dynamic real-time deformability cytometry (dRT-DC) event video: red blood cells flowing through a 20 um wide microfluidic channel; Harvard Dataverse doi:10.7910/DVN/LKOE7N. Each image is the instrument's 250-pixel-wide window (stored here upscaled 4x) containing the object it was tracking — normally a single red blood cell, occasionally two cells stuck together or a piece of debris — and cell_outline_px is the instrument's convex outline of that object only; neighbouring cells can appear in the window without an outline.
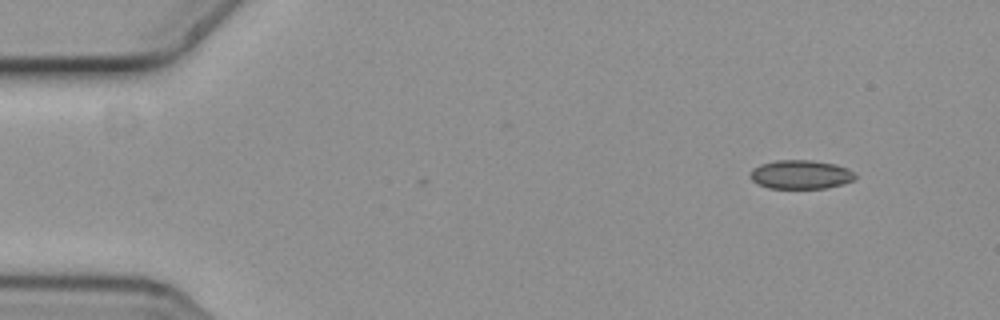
{"species": "common noctule bat (a hibernating species)", "species_latin": "Nyctalus noctula", "temperature_condition": "cold", "stored_images_in_passage": 5, "camera_frame_rate_fps": 3000, "um_per_image_px": 0.085, "animal": {"sex": "female", "body_mass_g": 19.3, "forearm_length_mm": 54.1}, "frame": {"image": 1, "passage_image": 1, "time_ms": 0.0, "image_size_px": [1000, 320], "cell_outline_px": [[856, 176], [852, 180], [840, 184], [824, 188], [768, 188], [752, 180], [748, 176], [752, 168], [760, 164], [776, 160], [812, 160], [836, 164], [848, 168]], "centroid_in_image_um": [68.01, 14.82], "position_along_channel_um": 17.0, "area_um2": 17.57}}
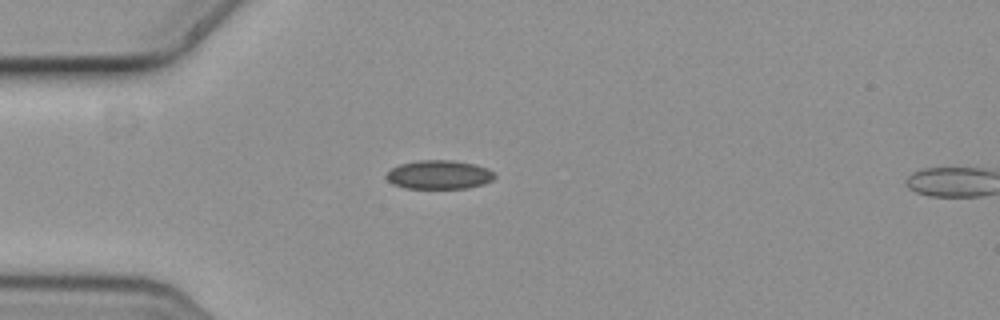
{"frame": {"image": 2, "passage_image": 4, "time_ms": 1.0, "image_size_px": [1000, 320], "cell_outline_px": [[496, 176], [492, 180], [484, 184], [468, 188], [404, 188], [392, 184], [384, 176], [392, 168], [400, 164], [420, 160], [452, 160], [476, 164], [488, 168]], "centroid_in_image_um": [37.32, 14.85], "position_along_channel_um": 47.7, "area_um2": 18.26}}